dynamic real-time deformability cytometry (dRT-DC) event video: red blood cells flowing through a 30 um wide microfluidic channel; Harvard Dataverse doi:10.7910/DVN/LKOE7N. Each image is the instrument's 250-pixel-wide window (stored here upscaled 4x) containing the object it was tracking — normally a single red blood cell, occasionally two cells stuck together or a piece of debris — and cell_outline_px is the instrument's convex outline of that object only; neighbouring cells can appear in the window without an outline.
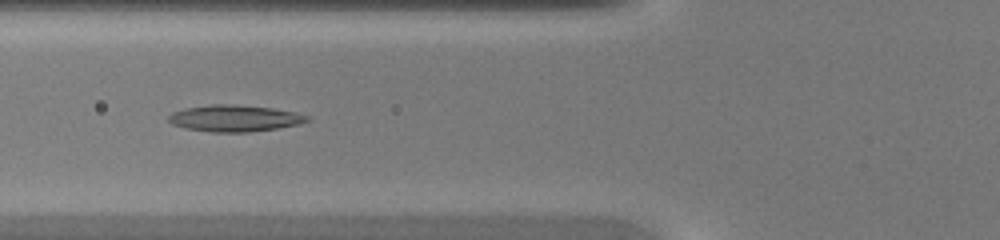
{"species": "common noctule bat (a hibernating species)", "species_latin": "Nyctalus noctula", "temperature_condition": "warm", "stored_images_in_passage": 36, "camera_frame_rate_fps": 3000, "um_per_image_px": 0.085, "animal": {"sex": "female", "body_mass_g": 20.0, "forearm_length_mm": 54.0}, "frame": {"image": 1, "passage_image": 13, "time_ms": 4.0, "image_size_px": [1000, 240], "cell_outline_px": [[312, 120], [300, 124], [276, 128], [248, 132], [212, 132], [184, 128], [172, 124], [168, 120], [168, 116], [172, 112], [184, 108], [212, 104], [236, 104], [272, 108], [296, 112], [308, 116]], "centroid_in_image_um": [19.94, 10.05], "position_along_channel_um": 105.9, "area_um2": 21.56}}
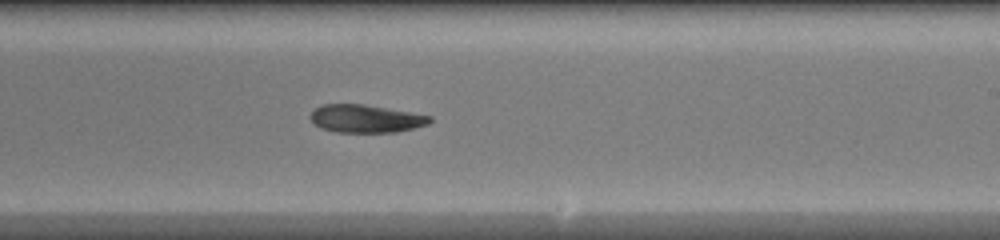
{"frame": {"image": 2, "passage_image": 23, "time_ms": 7.333, "image_size_px": [1000, 240], "cell_outline_px": [[432, 120], [428, 124], [396, 132], [336, 132], [320, 128], [308, 116], [320, 104], [364, 104], [432, 116]], "centroid_in_image_um": [31.07, 10.08], "position_along_channel_um": 257.9, "area_um2": 19.31}}
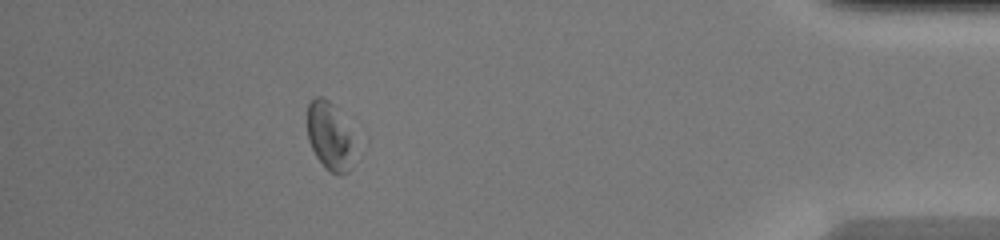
{"frame": {"image": 3, "passage_image": 36, "time_ms": 11.667, "image_size_px": [1000, 240], "cell_outline_px": [[356, 144], [348, 172], [340, 176], [324, 168], [316, 156], [308, 140], [308, 104], [316, 96], [324, 96], [332, 104], [356, 140]], "centroid_in_image_um": [28.04, 11.6], "position_along_channel_um": 407.2, "area_um2": 18.73}}